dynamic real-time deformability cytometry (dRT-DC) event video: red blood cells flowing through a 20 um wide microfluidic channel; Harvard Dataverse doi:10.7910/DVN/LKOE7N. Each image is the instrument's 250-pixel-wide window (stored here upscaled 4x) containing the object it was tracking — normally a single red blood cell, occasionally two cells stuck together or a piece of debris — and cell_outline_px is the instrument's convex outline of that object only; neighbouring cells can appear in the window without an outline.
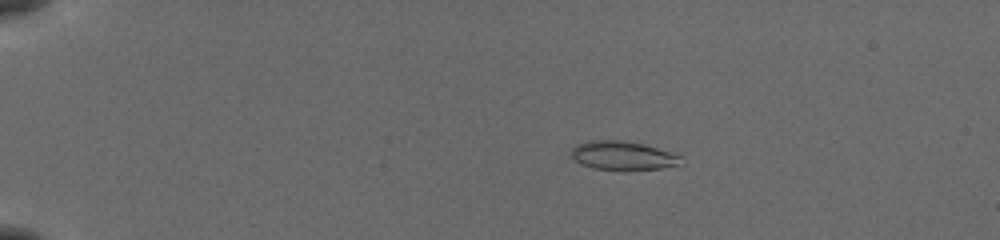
{"species": "common noctule bat (a hibernating species)", "species_latin": "Nyctalus noctula", "temperature_condition": "cold", "stored_images_in_passage": 55, "camera_frame_rate_fps": 3000, "um_per_image_px": 0.085, "animal": {"sex": "female", "body_mass_g": 19.5, "forearm_length_mm": 54.1}, "frame": {"image": 1, "passage_image": 12, "time_ms": 3.667, "image_size_px": [1000, 240], "cell_outline_px": [[684, 164], [660, 168], [592, 168], [580, 164], [572, 156], [572, 148], [576, 144], [584, 140], [620, 140], [644, 144], [676, 152], [680, 156]], "centroid_in_image_um": [52.97, 13.18], "position_along_channel_um": 32.0, "area_um2": 18.21}}
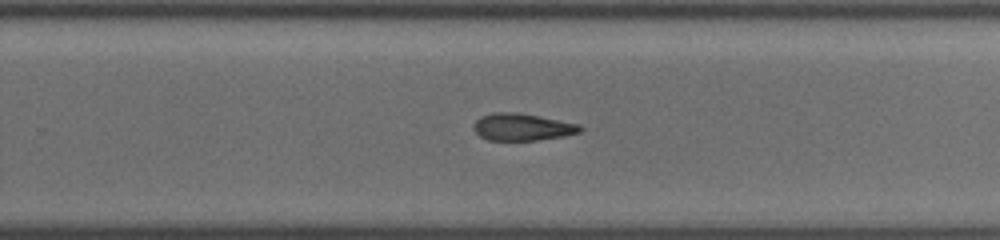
{"frame": {"image": 2, "passage_image": 38, "time_ms": 12.333, "image_size_px": [1000, 240], "cell_outline_px": [[584, 128], [580, 132], [564, 136], [536, 140], [488, 140], [480, 136], [476, 132], [476, 120], [480, 116], [492, 112], [512, 112], [540, 116], [580, 124]], "centroid_in_image_um": [44.43, 10.79], "position_along_channel_um": 285.4, "area_um2": 16.7}}
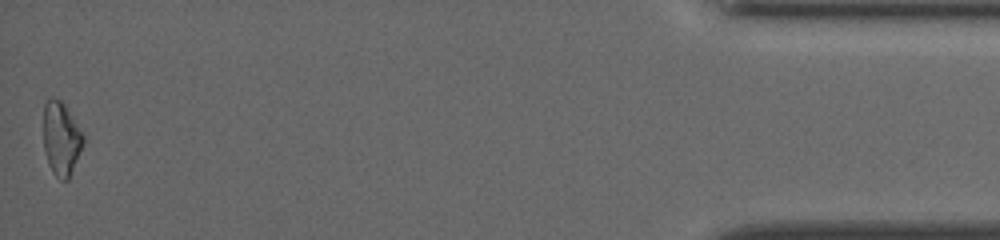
{"frame": {"image": 3, "passage_image": 55, "time_ms": 18.0, "image_size_px": [1000, 240], "cell_outline_px": [[84, 144], [68, 180], [60, 180], [52, 172], [48, 164], [44, 148], [44, 104], [52, 96], [60, 100], [64, 104], [84, 136]], "centroid_in_image_um": [5.2, 11.8], "position_along_channel_um": 430.0, "area_um2": 16.94}, "authors_computed_cell_mechanics": {"area_um2": 17.5712, "velocity_mm_per_s": 3.8998, "shape_relaxation_time_tau1_ms": null, "shape_relaxation_time_tau2_ms": 6.4669, "deformation_change_tau1": null, "deformation_change_tau2": 0.1591}}